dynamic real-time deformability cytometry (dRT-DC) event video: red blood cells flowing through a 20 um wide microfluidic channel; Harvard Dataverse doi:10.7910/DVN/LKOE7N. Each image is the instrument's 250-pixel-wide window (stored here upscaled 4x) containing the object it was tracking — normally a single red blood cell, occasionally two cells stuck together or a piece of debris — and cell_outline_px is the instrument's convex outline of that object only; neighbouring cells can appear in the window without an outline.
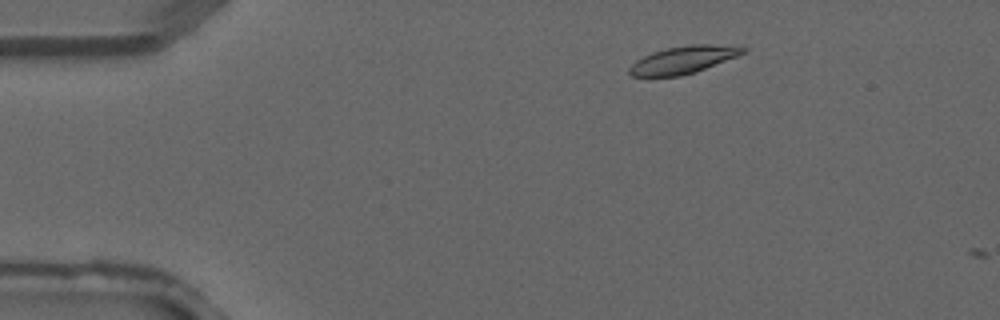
{"species": "common noctule bat (a hibernating species)", "species_latin": "Nyctalus noctula", "temperature_condition": "warm", "stored_images_in_passage": 2, "camera_frame_rate_fps": 3000, "um_per_image_px": 0.085, "animal": {"sex": "male", "forearm_length_mm": 52.5}, "frame": {"image": 1, "passage_image": 1, "time_ms": 0.0, "image_size_px": [1000, 320], "cell_outline_px": [[748, 48], [744, 52], [736, 56], [696, 72], [680, 76], [632, 76], [628, 72], [628, 68], [636, 60], [652, 52], [668, 48], [692, 44], [712, 44]], "centroid_in_image_um": [58.04, 5.09], "position_along_channel_um": 27.0, "area_um2": 17.86}}